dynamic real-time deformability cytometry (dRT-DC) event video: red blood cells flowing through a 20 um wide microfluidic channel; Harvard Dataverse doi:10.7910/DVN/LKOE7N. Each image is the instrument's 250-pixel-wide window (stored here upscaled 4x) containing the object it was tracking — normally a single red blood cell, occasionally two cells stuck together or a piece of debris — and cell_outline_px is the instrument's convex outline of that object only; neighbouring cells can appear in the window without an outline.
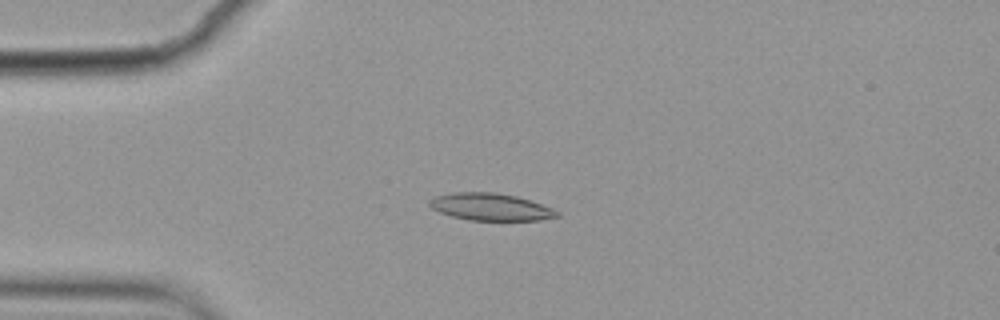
{"species": "common noctule bat (a hibernating species)", "species_latin": "Nyctalus noctula", "temperature_condition": "cold", "stored_images_in_passage": 5, "camera_frame_rate_fps": 3000, "um_per_image_px": 0.085, "animal": {"sex": "female", "body_mass_g": 19.9}, "frame": {"image": 1, "passage_image": 2, "time_ms": 0.333, "image_size_px": [1000, 320], "cell_outline_px": [[560, 216], [540, 220], [468, 220], [452, 216], [440, 212], [432, 208], [428, 204], [428, 200], [432, 196], [452, 192], [496, 192], [516, 196], [552, 208], [560, 212]], "centroid_in_image_um": [41.66, 17.58], "position_along_channel_um": 43.3, "area_um2": 20.29}}
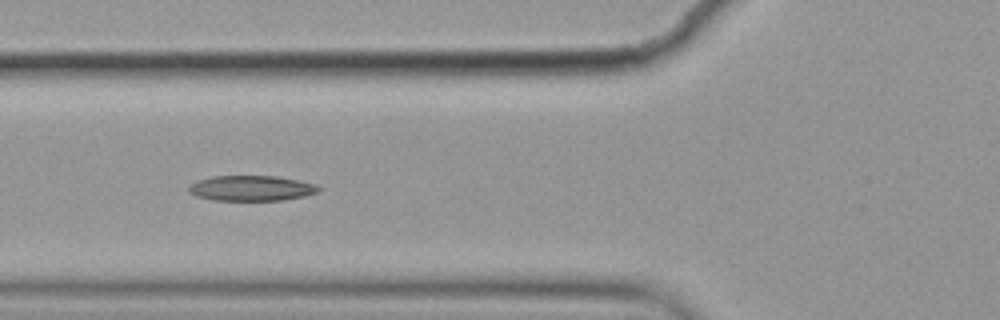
{"frame": {"image": 2, "passage_image": 4, "time_ms": 1.0, "image_size_px": [1000, 320], "cell_outline_px": [[320, 192], [304, 196], [284, 200], [212, 200], [196, 196], [188, 192], [188, 184], [196, 180], [212, 176], [276, 176], [300, 180], [316, 184], [320, 188]], "centroid_in_image_um": [21.35, 15.99], "position_along_channel_um": 104.5, "area_um2": 19.42}}
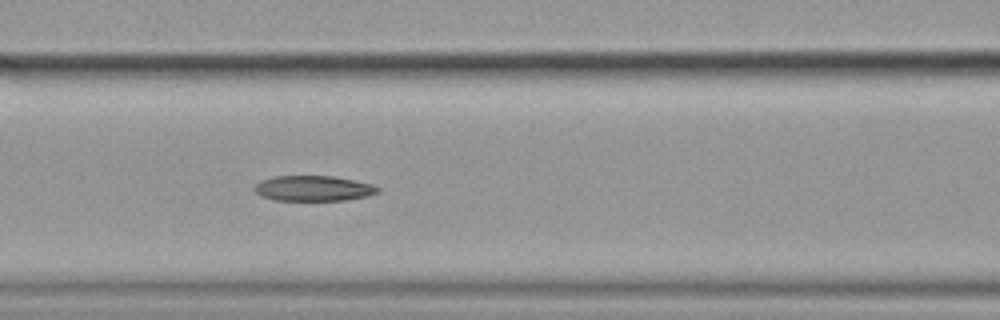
{"frame": {"image": 3, "passage_image": 5, "time_ms": 1.333, "image_size_px": [1000, 320], "cell_outline_px": [[380, 192], [368, 196], [344, 200], [272, 200], [260, 196], [252, 188], [260, 180], [272, 176], [332, 176], [356, 180], [372, 184], [380, 188]], "centroid_in_image_um": [26.62, 16.01], "position_along_channel_um": 140.0, "area_um2": 18.44}}